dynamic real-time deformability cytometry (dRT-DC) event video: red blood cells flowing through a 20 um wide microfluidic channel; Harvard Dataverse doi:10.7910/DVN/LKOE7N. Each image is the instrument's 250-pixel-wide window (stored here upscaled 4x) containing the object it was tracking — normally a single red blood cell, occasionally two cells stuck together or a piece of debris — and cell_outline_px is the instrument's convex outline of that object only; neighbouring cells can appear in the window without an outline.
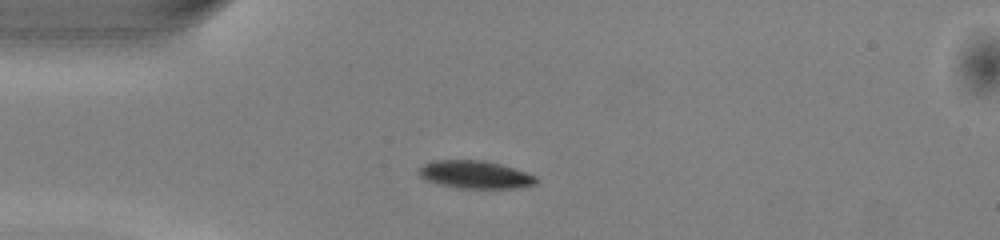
{"species": "common noctule bat (a hibernating species)", "species_latin": "Nyctalus noctula", "temperature_condition": "warm", "stored_images_in_passage": 39, "camera_frame_rate_fps": 3000, "um_per_image_px": 0.085, "animal": {"sex": "male", "body_mass_g": 13.0, "forearm_length_mm": 53.1}, "frame": {"image": 1, "passage_image": 1, "time_ms": 0.0, "image_size_px": [1000, 240], "cell_outline_px": [[536, 184], [516, 188], [460, 188], [428, 180], [420, 176], [420, 168], [424, 164], [432, 160], [484, 160], [500, 164], [536, 176]], "centroid_in_image_um": [40.41, 14.83], "position_along_channel_um": 44.6, "area_um2": 18.55}}
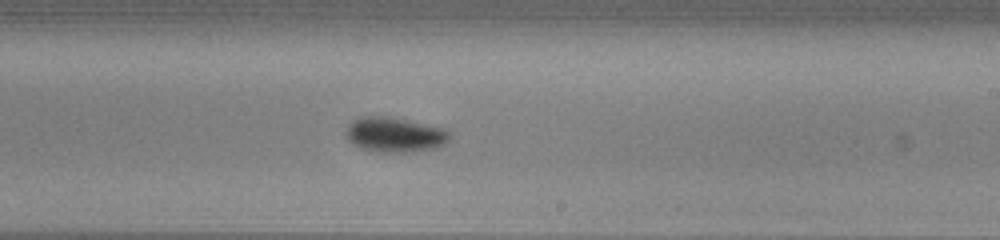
{"frame": {"image": 2, "passage_image": 18, "time_ms": 5.667, "image_size_px": [1000, 240], "cell_outline_px": [[448, 140], [444, 144], [436, 148], [412, 152], [372, 152], [360, 148], [352, 144], [348, 140], [344, 132], [348, 124], [352, 120], [364, 116], [384, 116], [444, 128], [448, 132]], "centroid_in_image_um": [33.48, 11.47], "position_along_channel_um": 255.5, "area_um2": 21.1}}
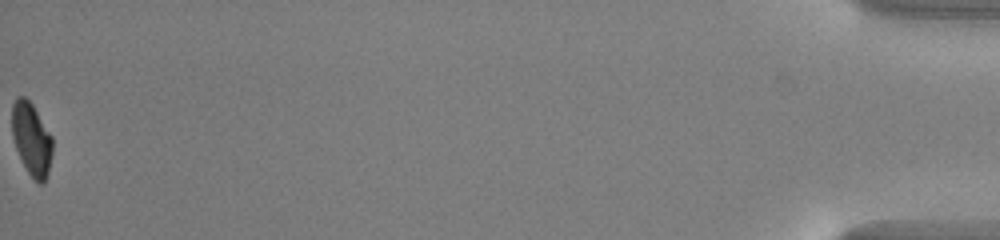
{"frame": {"image": 3, "passage_image": 39, "time_ms": 12.667, "image_size_px": [1000, 240], "cell_outline_px": [[52, 156], [48, 176], [44, 184], [40, 184], [28, 172], [16, 148], [12, 136], [12, 104], [20, 96], [24, 96], [32, 104], [52, 136]], "centroid_in_image_um": [2.7, 11.84], "position_along_channel_um": 432.5, "area_um2": 17.05}, "authors_computed_cell_mechanics": {"area_um2": 19.4786, "velocity_mm_per_s": 4.0586, "shape_relaxation_time_tau1_ms": 2.2092, "shape_relaxation_time_tau2_ms": 9.7485, "deformation_change_tau1": 0.107, "deformation_change_tau2": 0.1058}}